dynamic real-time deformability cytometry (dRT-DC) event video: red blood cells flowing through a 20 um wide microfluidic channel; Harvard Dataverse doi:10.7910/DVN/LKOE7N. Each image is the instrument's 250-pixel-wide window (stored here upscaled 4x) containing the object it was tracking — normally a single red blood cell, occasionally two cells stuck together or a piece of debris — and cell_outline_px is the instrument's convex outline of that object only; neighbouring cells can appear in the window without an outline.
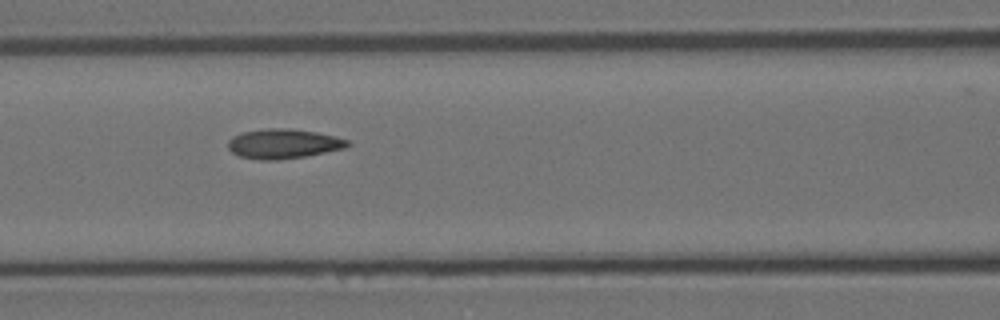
{"species": "Egyptian fruit bat (a non-hibernating species)", "species_latin": "Rousettus aegyptiacus", "temperature_condition": "room temperature", "stored_images_in_passage": 6, "camera_frame_rate_fps": 3000, "um_per_image_px": 0.085, "animal": {"sex": "female"}, "frame": {"image": 1, "passage_image": 5, "time_ms": 5.667, "image_size_px": [1000, 320], "cell_outline_px": [[352, 144], [344, 148], [304, 156], [276, 160], [260, 160], [240, 156], [232, 152], [228, 148], [228, 140], [232, 136], [244, 132], [268, 128], [292, 128], [316, 132], [336, 136], [348, 140]], "centroid_in_image_um": [24.09, 12.21], "position_along_channel_um": 142.5, "area_um2": 20.58}}
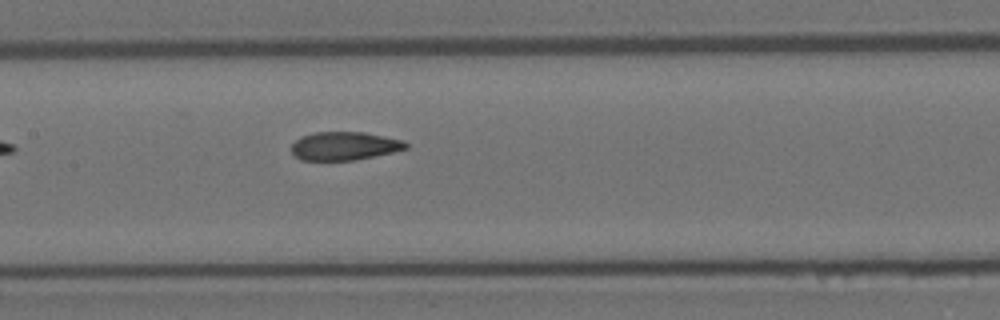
{"frame": {"image": 2, "passage_image": 6, "time_ms": 6.667, "image_size_px": [1000, 320], "cell_outline_px": [[408, 148], [392, 152], [356, 160], [300, 160], [292, 152], [292, 144], [300, 136], [316, 132], [364, 132], [404, 140], [408, 144]], "centroid_in_image_um": [29.28, 12.4], "position_along_channel_um": 178.1, "area_um2": 18.9}}